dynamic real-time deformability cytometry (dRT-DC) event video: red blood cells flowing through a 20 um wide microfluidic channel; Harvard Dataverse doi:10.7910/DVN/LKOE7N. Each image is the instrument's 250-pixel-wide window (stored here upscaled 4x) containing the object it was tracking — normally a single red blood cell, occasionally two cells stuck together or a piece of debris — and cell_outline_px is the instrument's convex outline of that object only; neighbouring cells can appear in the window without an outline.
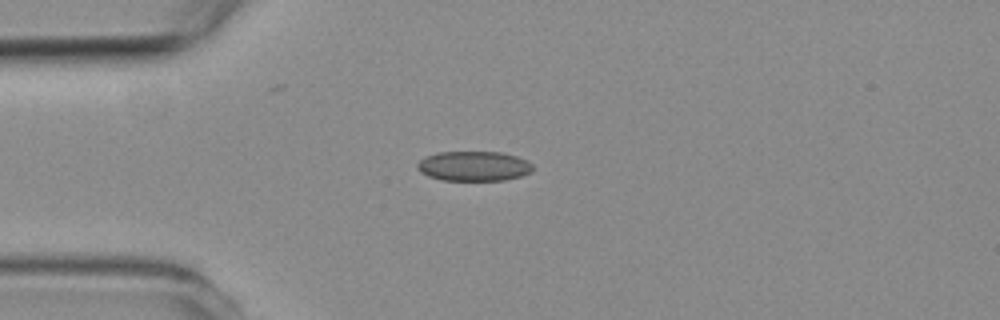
{"species": "common noctule bat (a hibernating species)", "species_latin": "Nyctalus noctula", "temperature_condition": "room temperature", "stored_images_in_passage": 4, "camera_frame_rate_fps": 3000, "um_per_image_px": 0.085, "animal": {"sex": "female", "body_mass_g": 19.3, "forearm_length_mm": 54.1}, "frame": {"image": 1, "passage_image": 1, "time_ms": 0.0, "image_size_px": [1000, 320], "cell_outline_px": [[532, 172], [520, 176], [504, 180], [440, 180], [428, 176], [420, 172], [416, 168], [416, 164], [424, 156], [440, 152], [500, 152], [516, 156], [528, 160], [532, 164]], "centroid_in_image_um": [40.25, 14.12], "position_along_channel_um": 44.8, "area_um2": 20.17}}
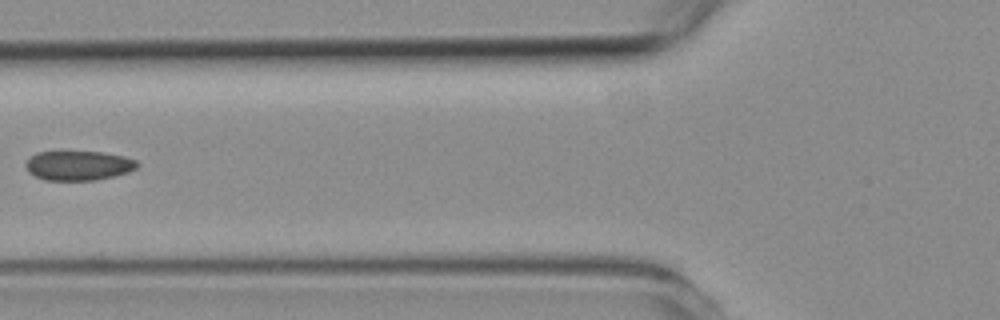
{"frame": {"image": 2, "passage_image": 3, "time_ms": 2.333, "image_size_px": [1000, 320], "cell_outline_px": [[140, 164], [136, 168], [128, 172], [96, 180], [44, 180], [28, 172], [24, 164], [28, 156], [36, 152], [104, 152], [124, 156], [136, 160]], "centroid_in_image_um": [6.64, 14.06], "position_along_channel_um": 119.2, "area_um2": 19.31}}
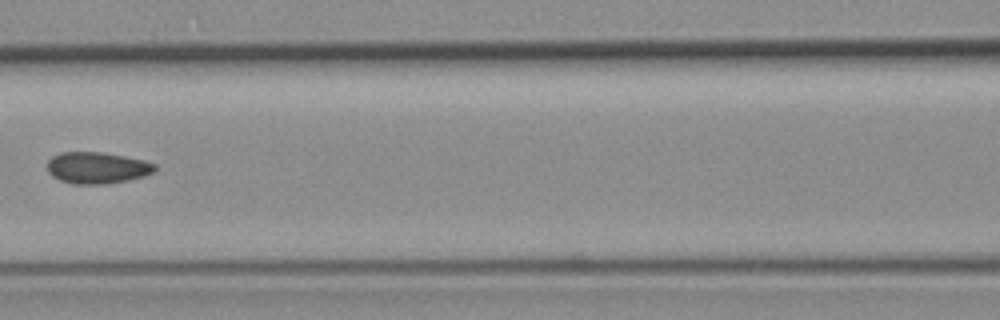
{"frame": {"image": 3, "passage_image": 4, "time_ms": 3.333, "image_size_px": [1000, 320], "cell_outline_px": [[156, 168], [152, 172], [144, 176], [128, 180], [104, 184], [72, 184], [60, 180], [52, 176], [48, 172], [48, 160], [52, 156], [60, 152], [100, 152], [124, 156], [144, 160], [156, 164]], "centroid_in_image_um": [8.23, 14.26], "position_along_channel_um": 158.4, "area_um2": 19.77}}